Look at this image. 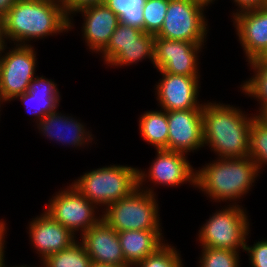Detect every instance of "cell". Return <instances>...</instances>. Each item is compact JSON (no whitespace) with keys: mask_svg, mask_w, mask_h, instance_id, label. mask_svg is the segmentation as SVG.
I'll return each instance as SVG.
<instances>
[{"mask_svg":"<svg viewBox=\"0 0 267 267\" xmlns=\"http://www.w3.org/2000/svg\"><path fill=\"white\" fill-rule=\"evenodd\" d=\"M248 115L233 105L204 103V146L209 145L217 158L249 157L250 127L256 114H251L250 117Z\"/></svg>","mask_w":267,"mask_h":267,"instance_id":"1","label":"cell"},{"mask_svg":"<svg viewBox=\"0 0 267 267\" xmlns=\"http://www.w3.org/2000/svg\"><path fill=\"white\" fill-rule=\"evenodd\" d=\"M3 22L6 40L17 45L70 31L60 0H18Z\"/></svg>","mask_w":267,"mask_h":267,"instance_id":"2","label":"cell"},{"mask_svg":"<svg viewBox=\"0 0 267 267\" xmlns=\"http://www.w3.org/2000/svg\"><path fill=\"white\" fill-rule=\"evenodd\" d=\"M258 173V167L250 157L216 158L196 170L195 188L213 202L229 201V205L230 202L239 205L238 199L249 193Z\"/></svg>","mask_w":267,"mask_h":267,"instance_id":"3","label":"cell"},{"mask_svg":"<svg viewBox=\"0 0 267 267\" xmlns=\"http://www.w3.org/2000/svg\"><path fill=\"white\" fill-rule=\"evenodd\" d=\"M138 167L108 165L84 173L72 185L101 211L138 187Z\"/></svg>","mask_w":267,"mask_h":267,"instance_id":"4","label":"cell"},{"mask_svg":"<svg viewBox=\"0 0 267 267\" xmlns=\"http://www.w3.org/2000/svg\"><path fill=\"white\" fill-rule=\"evenodd\" d=\"M145 188L137 187L128 196L109 204L101 218L117 232L162 230L156 193L152 187Z\"/></svg>","mask_w":267,"mask_h":267,"instance_id":"5","label":"cell"},{"mask_svg":"<svg viewBox=\"0 0 267 267\" xmlns=\"http://www.w3.org/2000/svg\"><path fill=\"white\" fill-rule=\"evenodd\" d=\"M241 205H227L210 215L201 226L198 240L201 247L245 251L250 222Z\"/></svg>","mask_w":267,"mask_h":267,"instance_id":"6","label":"cell"},{"mask_svg":"<svg viewBox=\"0 0 267 267\" xmlns=\"http://www.w3.org/2000/svg\"><path fill=\"white\" fill-rule=\"evenodd\" d=\"M206 7L201 0H169L163 26L155 37L204 44L209 28Z\"/></svg>","mask_w":267,"mask_h":267,"instance_id":"7","label":"cell"},{"mask_svg":"<svg viewBox=\"0 0 267 267\" xmlns=\"http://www.w3.org/2000/svg\"><path fill=\"white\" fill-rule=\"evenodd\" d=\"M45 208L55 221L66 227L75 236L82 235L102 218L97 215L98 208L86 199L72 184L53 194ZM97 213V214H96Z\"/></svg>","mask_w":267,"mask_h":267,"instance_id":"8","label":"cell"},{"mask_svg":"<svg viewBox=\"0 0 267 267\" xmlns=\"http://www.w3.org/2000/svg\"><path fill=\"white\" fill-rule=\"evenodd\" d=\"M7 48L2 52L0 61V96L6 103L28 91L37 67V52L31 44H14L6 51Z\"/></svg>","mask_w":267,"mask_h":267,"instance_id":"9","label":"cell"},{"mask_svg":"<svg viewBox=\"0 0 267 267\" xmlns=\"http://www.w3.org/2000/svg\"><path fill=\"white\" fill-rule=\"evenodd\" d=\"M156 153L148 172L138 168L139 188L144 187L147 179V183L151 181L154 185L178 187L189 183L195 187L196 170L187 160V154L166 149L156 150Z\"/></svg>","mask_w":267,"mask_h":267,"instance_id":"10","label":"cell"},{"mask_svg":"<svg viewBox=\"0 0 267 267\" xmlns=\"http://www.w3.org/2000/svg\"><path fill=\"white\" fill-rule=\"evenodd\" d=\"M204 44L155 37L154 67L184 76H200L198 54Z\"/></svg>","mask_w":267,"mask_h":267,"instance_id":"11","label":"cell"},{"mask_svg":"<svg viewBox=\"0 0 267 267\" xmlns=\"http://www.w3.org/2000/svg\"><path fill=\"white\" fill-rule=\"evenodd\" d=\"M162 75L155 85L156 100L165 111L203 108L198 100L200 76L174 75L158 70ZM200 86V87H199Z\"/></svg>","mask_w":267,"mask_h":267,"instance_id":"12","label":"cell"},{"mask_svg":"<svg viewBox=\"0 0 267 267\" xmlns=\"http://www.w3.org/2000/svg\"><path fill=\"white\" fill-rule=\"evenodd\" d=\"M202 111L203 108L167 111L168 150L188 154L204 147Z\"/></svg>","mask_w":267,"mask_h":267,"instance_id":"13","label":"cell"},{"mask_svg":"<svg viewBox=\"0 0 267 267\" xmlns=\"http://www.w3.org/2000/svg\"><path fill=\"white\" fill-rule=\"evenodd\" d=\"M231 17L246 61L259 58L267 49V7L242 10Z\"/></svg>","mask_w":267,"mask_h":267,"instance_id":"14","label":"cell"},{"mask_svg":"<svg viewBox=\"0 0 267 267\" xmlns=\"http://www.w3.org/2000/svg\"><path fill=\"white\" fill-rule=\"evenodd\" d=\"M29 239L41 262L48 256L69 248L76 237L66 227L55 221L45 211L29 223Z\"/></svg>","mask_w":267,"mask_h":267,"instance_id":"15","label":"cell"},{"mask_svg":"<svg viewBox=\"0 0 267 267\" xmlns=\"http://www.w3.org/2000/svg\"><path fill=\"white\" fill-rule=\"evenodd\" d=\"M81 236L79 237L80 243L93 263L128 266L124 259L117 231L103 219Z\"/></svg>","mask_w":267,"mask_h":267,"instance_id":"16","label":"cell"},{"mask_svg":"<svg viewBox=\"0 0 267 267\" xmlns=\"http://www.w3.org/2000/svg\"><path fill=\"white\" fill-rule=\"evenodd\" d=\"M81 12V13H80ZM82 14V35L92 53L99 54L119 25V17L105 3L85 7L75 13Z\"/></svg>","mask_w":267,"mask_h":267,"instance_id":"17","label":"cell"},{"mask_svg":"<svg viewBox=\"0 0 267 267\" xmlns=\"http://www.w3.org/2000/svg\"><path fill=\"white\" fill-rule=\"evenodd\" d=\"M36 126L49 140H56L63 145H71L72 148L85 147L86 144L88 147V144H92L94 139L84 123L72 116L63 115L57 110L42 118Z\"/></svg>","mask_w":267,"mask_h":267,"instance_id":"18","label":"cell"},{"mask_svg":"<svg viewBox=\"0 0 267 267\" xmlns=\"http://www.w3.org/2000/svg\"><path fill=\"white\" fill-rule=\"evenodd\" d=\"M57 84L44 76H35L28 87V91L18 95L15 99L22 101L26 112L34 115V122L38 123L46 115L59 108L61 95ZM30 105L31 108H30ZM30 109V110H29Z\"/></svg>","mask_w":267,"mask_h":267,"instance_id":"19","label":"cell"},{"mask_svg":"<svg viewBox=\"0 0 267 267\" xmlns=\"http://www.w3.org/2000/svg\"><path fill=\"white\" fill-rule=\"evenodd\" d=\"M162 230H128L117 232L124 259L134 267L164 243ZM164 240V241H163Z\"/></svg>","mask_w":267,"mask_h":267,"instance_id":"20","label":"cell"},{"mask_svg":"<svg viewBox=\"0 0 267 267\" xmlns=\"http://www.w3.org/2000/svg\"><path fill=\"white\" fill-rule=\"evenodd\" d=\"M139 130L141 137L155 150H168V120L167 111H145L139 118Z\"/></svg>","mask_w":267,"mask_h":267,"instance_id":"21","label":"cell"},{"mask_svg":"<svg viewBox=\"0 0 267 267\" xmlns=\"http://www.w3.org/2000/svg\"><path fill=\"white\" fill-rule=\"evenodd\" d=\"M155 35L144 33L135 43L127 45L124 50L108 65L112 67L130 66L143 59H149L154 65Z\"/></svg>","mask_w":267,"mask_h":267,"instance_id":"22","label":"cell"},{"mask_svg":"<svg viewBox=\"0 0 267 267\" xmlns=\"http://www.w3.org/2000/svg\"><path fill=\"white\" fill-rule=\"evenodd\" d=\"M144 33L138 28L119 23L109 43L100 52L104 64H110L124 50L125 46L135 43Z\"/></svg>","mask_w":267,"mask_h":267,"instance_id":"23","label":"cell"},{"mask_svg":"<svg viewBox=\"0 0 267 267\" xmlns=\"http://www.w3.org/2000/svg\"><path fill=\"white\" fill-rule=\"evenodd\" d=\"M41 263L44 267H90L92 261L77 240L69 248L46 257Z\"/></svg>","mask_w":267,"mask_h":267,"instance_id":"24","label":"cell"},{"mask_svg":"<svg viewBox=\"0 0 267 267\" xmlns=\"http://www.w3.org/2000/svg\"><path fill=\"white\" fill-rule=\"evenodd\" d=\"M145 2L146 0H105V5L119 17L120 23L144 31Z\"/></svg>","mask_w":267,"mask_h":267,"instance_id":"25","label":"cell"},{"mask_svg":"<svg viewBox=\"0 0 267 267\" xmlns=\"http://www.w3.org/2000/svg\"><path fill=\"white\" fill-rule=\"evenodd\" d=\"M254 75L242 85V92L256 99L260 108L259 113L267 106V62H248Z\"/></svg>","mask_w":267,"mask_h":267,"instance_id":"26","label":"cell"},{"mask_svg":"<svg viewBox=\"0 0 267 267\" xmlns=\"http://www.w3.org/2000/svg\"><path fill=\"white\" fill-rule=\"evenodd\" d=\"M249 157L256 163L259 172L267 165V124L257 115L250 127Z\"/></svg>","mask_w":267,"mask_h":267,"instance_id":"27","label":"cell"},{"mask_svg":"<svg viewBox=\"0 0 267 267\" xmlns=\"http://www.w3.org/2000/svg\"><path fill=\"white\" fill-rule=\"evenodd\" d=\"M201 248L198 267H240V252L229 249Z\"/></svg>","mask_w":267,"mask_h":267,"instance_id":"28","label":"cell"},{"mask_svg":"<svg viewBox=\"0 0 267 267\" xmlns=\"http://www.w3.org/2000/svg\"><path fill=\"white\" fill-rule=\"evenodd\" d=\"M134 267H184V264L176 247L167 242Z\"/></svg>","mask_w":267,"mask_h":267,"instance_id":"29","label":"cell"},{"mask_svg":"<svg viewBox=\"0 0 267 267\" xmlns=\"http://www.w3.org/2000/svg\"><path fill=\"white\" fill-rule=\"evenodd\" d=\"M169 0H146L143 7L144 32L156 35L163 26Z\"/></svg>","mask_w":267,"mask_h":267,"instance_id":"30","label":"cell"},{"mask_svg":"<svg viewBox=\"0 0 267 267\" xmlns=\"http://www.w3.org/2000/svg\"><path fill=\"white\" fill-rule=\"evenodd\" d=\"M247 242L245 251L248 253L251 267H267V240L254 242L253 246H249Z\"/></svg>","mask_w":267,"mask_h":267,"instance_id":"31","label":"cell"},{"mask_svg":"<svg viewBox=\"0 0 267 267\" xmlns=\"http://www.w3.org/2000/svg\"><path fill=\"white\" fill-rule=\"evenodd\" d=\"M105 3V0H63L62 4L64 7V11L66 16L69 18V29H73L74 24H73V16L74 14L89 6H94L97 4H103ZM72 15V16H71Z\"/></svg>","mask_w":267,"mask_h":267,"instance_id":"32","label":"cell"},{"mask_svg":"<svg viewBox=\"0 0 267 267\" xmlns=\"http://www.w3.org/2000/svg\"><path fill=\"white\" fill-rule=\"evenodd\" d=\"M263 2L264 0H233V3H235L238 7L231 14L237 13L242 10L262 7Z\"/></svg>","mask_w":267,"mask_h":267,"instance_id":"33","label":"cell"},{"mask_svg":"<svg viewBox=\"0 0 267 267\" xmlns=\"http://www.w3.org/2000/svg\"><path fill=\"white\" fill-rule=\"evenodd\" d=\"M18 0H0V19H4L7 12Z\"/></svg>","mask_w":267,"mask_h":267,"instance_id":"34","label":"cell"},{"mask_svg":"<svg viewBox=\"0 0 267 267\" xmlns=\"http://www.w3.org/2000/svg\"><path fill=\"white\" fill-rule=\"evenodd\" d=\"M6 36H5V31H4V22L2 19H0V53H2L5 48L7 47V43L5 40Z\"/></svg>","mask_w":267,"mask_h":267,"instance_id":"35","label":"cell"},{"mask_svg":"<svg viewBox=\"0 0 267 267\" xmlns=\"http://www.w3.org/2000/svg\"><path fill=\"white\" fill-rule=\"evenodd\" d=\"M7 226L6 224L0 229V247L5 243V234H7Z\"/></svg>","mask_w":267,"mask_h":267,"instance_id":"36","label":"cell"},{"mask_svg":"<svg viewBox=\"0 0 267 267\" xmlns=\"http://www.w3.org/2000/svg\"><path fill=\"white\" fill-rule=\"evenodd\" d=\"M4 249H5V244H3L1 247H0V267H4L5 265V254H4Z\"/></svg>","mask_w":267,"mask_h":267,"instance_id":"37","label":"cell"},{"mask_svg":"<svg viewBox=\"0 0 267 267\" xmlns=\"http://www.w3.org/2000/svg\"><path fill=\"white\" fill-rule=\"evenodd\" d=\"M257 116L267 124V106Z\"/></svg>","mask_w":267,"mask_h":267,"instance_id":"38","label":"cell"},{"mask_svg":"<svg viewBox=\"0 0 267 267\" xmlns=\"http://www.w3.org/2000/svg\"><path fill=\"white\" fill-rule=\"evenodd\" d=\"M249 62H267V49L263 52V54L256 59H253Z\"/></svg>","mask_w":267,"mask_h":267,"instance_id":"39","label":"cell"},{"mask_svg":"<svg viewBox=\"0 0 267 267\" xmlns=\"http://www.w3.org/2000/svg\"><path fill=\"white\" fill-rule=\"evenodd\" d=\"M90 267H129V266H118L114 264H99V263H91Z\"/></svg>","mask_w":267,"mask_h":267,"instance_id":"40","label":"cell"},{"mask_svg":"<svg viewBox=\"0 0 267 267\" xmlns=\"http://www.w3.org/2000/svg\"><path fill=\"white\" fill-rule=\"evenodd\" d=\"M201 1L207 3V4L210 6V4H214L213 2H214L215 0H201Z\"/></svg>","mask_w":267,"mask_h":267,"instance_id":"41","label":"cell"},{"mask_svg":"<svg viewBox=\"0 0 267 267\" xmlns=\"http://www.w3.org/2000/svg\"><path fill=\"white\" fill-rule=\"evenodd\" d=\"M4 267H7L6 265H4ZM10 267H30V266H27V265H20V266H10ZM32 267H36V266H32ZM40 267V265H39ZM43 267V265L41 266Z\"/></svg>","mask_w":267,"mask_h":267,"instance_id":"42","label":"cell"},{"mask_svg":"<svg viewBox=\"0 0 267 267\" xmlns=\"http://www.w3.org/2000/svg\"><path fill=\"white\" fill-rule=\"evenodd\" d=\"M6 224V221H4L3 219L0 220V229Z\"/></svg>","mask_w":267,"mask_h":267,"instance_id":"43","label":"cell"},{"mask_svg":"<svg viewBox=\"0 0 267 267\" xmlns=\"http://www.w3.org/2000/svg\"><path fill=\"white\" fill-rule=\"evenodd\" d=\"M3 102L5 103V101L3 100V98L0 96V107H1V104H3Z\"/></svg>","mask_w":267,"mask_h":267,"instance_id":"44","label":"cell"},{"mask_svg":"<svg viewBox=\"0 0 267 267\" xmlns=\"http://www.w3.org/2000/svg\"><path fill=\"white\" fill-rule=\"evenodd\" d=\"M263 6H266L267 7V0H264Z\"/></svg>","mask_w":267,"mask_h":267,"instance_id":"45","label":"cell"}]
</instances>
